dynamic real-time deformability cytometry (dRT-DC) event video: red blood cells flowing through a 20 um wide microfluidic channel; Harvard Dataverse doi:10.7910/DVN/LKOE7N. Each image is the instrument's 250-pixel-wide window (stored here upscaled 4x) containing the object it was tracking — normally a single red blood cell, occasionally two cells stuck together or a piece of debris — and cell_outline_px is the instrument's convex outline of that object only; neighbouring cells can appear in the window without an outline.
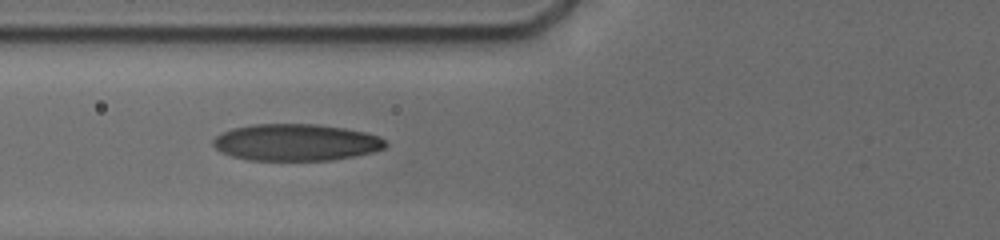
{"species": "human", "species_latin": "Homo sapiens", "temperature_condition": "cold", "stored_images_in_passage": 7, "camera_frame_rate_fps": 3000, "um_per_image_px": 0.085, "donor": {"sex": "male"}, "frame": {"image": 1, "passage_image": 6, "time_ms": 4.333, "image_size_px": [1000, 240], "cell_outline_px": [[388, 144], [384, 148], [372, 152], [332, 160], [248, 160], [232, 156], [220, 152], [212, 144], [212, 140], [216, 136], [232, 128], [252, 124], [316, 124], [344, 128], [364, 132], [380, 136]], "centroid_in_image_um": [25.14, 12.1], "position_along_channel_um": 100.7, "area_um2": 36.93}}
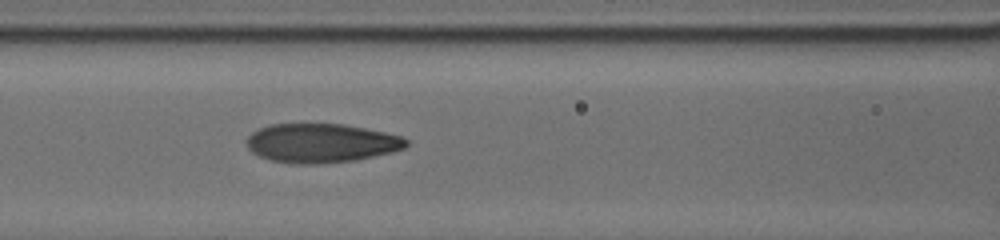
{"frame": {"image": 2, "passage_image": 7, "time_ms": 5.333, "image_size_px": [1000, 240], "cell_outline_px": [[408, 144], [404, 148], [392, 152], [356, 160], [316, 164], [296, 164], [272, 160], [260, 156], [252, 152], [248, 148], [248, 136], [252, 132], [268, 124], [344, 124], [384, 132], [400, 136], [408, 140]], "centroid_in_image_um": [27.31, 12.16], "position_along_channel_um": 139.3, "area_um2": 36.13}}